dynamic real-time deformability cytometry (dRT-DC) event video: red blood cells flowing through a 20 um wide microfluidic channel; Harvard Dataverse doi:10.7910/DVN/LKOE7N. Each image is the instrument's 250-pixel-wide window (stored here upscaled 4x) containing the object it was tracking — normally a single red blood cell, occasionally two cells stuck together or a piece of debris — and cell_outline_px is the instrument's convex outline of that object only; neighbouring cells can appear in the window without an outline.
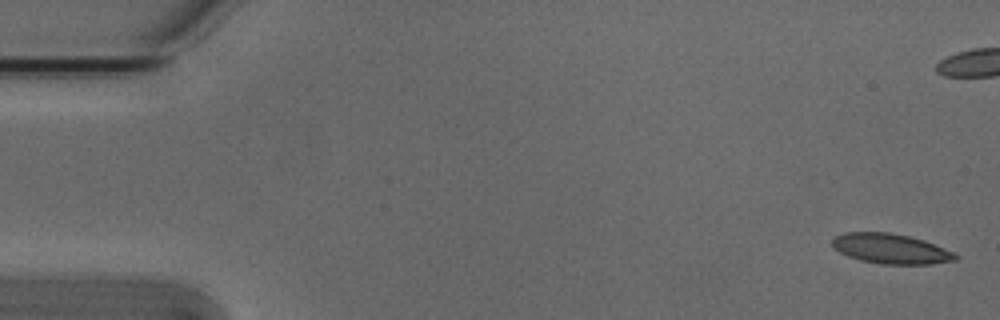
{"species": "Egyptian fruit bat (a non-hibernating species)", "species_latin": "Rousettus aegyptiacus", "temperature_condition": "cold", "stored_images_in_passage": 5, "camera_frame_rate_fps": 3000, "um_per_image_px": 0.085, "animal": {"sex": "male"}, "frame": {"image": 1, "passage_image": 1, "time_ms": 0.0, "image_size_px": [1000, 320], "cell_outline_px": [[960, 256], [956, 260], [932, 264], [880, 264], [860, 260], [848, 256], [832, 248], [832, 236], [844, 232], [888, 232], [908, 236], [924, 240], [944, 248]], "centroid_in_image_um": [75.68, 21.14], "position_along_channel_um": 9.3, "area_um2": 21.68}}